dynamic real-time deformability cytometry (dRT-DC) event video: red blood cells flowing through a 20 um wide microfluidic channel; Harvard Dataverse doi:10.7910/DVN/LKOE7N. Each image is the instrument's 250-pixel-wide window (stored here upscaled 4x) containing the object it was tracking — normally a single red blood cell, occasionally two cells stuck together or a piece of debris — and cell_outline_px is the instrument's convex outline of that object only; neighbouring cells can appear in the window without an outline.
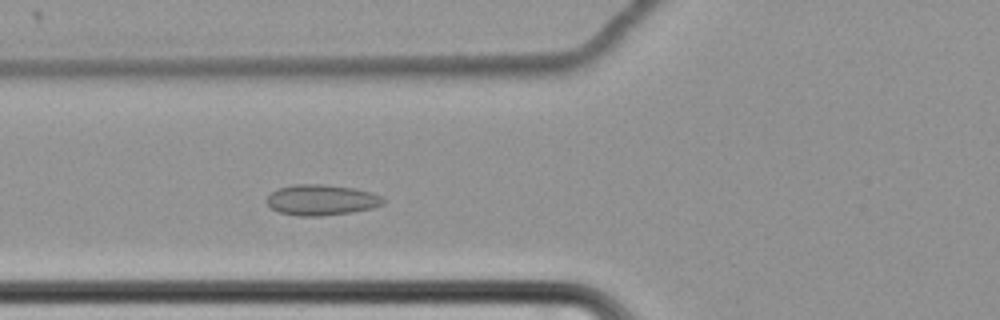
{"species": "common noctule bat (a hibernating species)", "species_latin": "Nyctalus noctula", "temperature_condition": "cold", "stored_images_in_passage": 57, "camera_frame_rate_fps": 3000, "um_per_image_px": 0.085, "animal": {"sex": "female", "body_mass_g": 22.7, "forearm_length_mm": 54.2}, "frame": {"image": 1, "passage_image": 20, "time_ms": 6.333, "image_size_px": [1000, 320], "cell_outline_px": [[384, 204], [372, 208], [352, 212], [320, 216], [300, 216], [280, 212], [272, 208], [264, 200], [272, 192], [280, 188], [296, 184], [320, 184], [356, 188], [372, 192], [380, 196], [384, 200]], "centroid_in_image_um": [27.34, 16.99], "position_along_channel_um": 98.5, "area_um2": 20.75}}
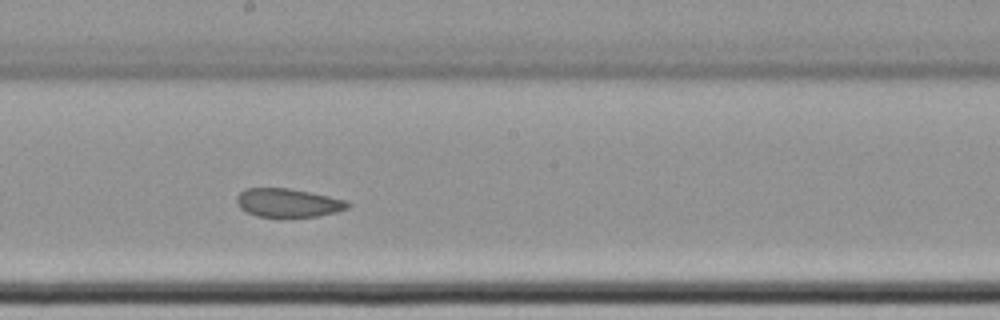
{"frame": {"image": 2, "passage_image": 31, "time_ms": 10.0, "image_size_px": [1000, 320], "cell_outline_px": [[352, 204], [348, 208], [336, 212], [316, 216], [288, 220], [256, 216], [240, 208], [236, 200], [236, 196], [244, 188], [288, 188], [328, 196], [344, 200]], "centroid_in_image_um": [24.45, 17.28], "position_along_channel_um": 223.7, "area_um2": 19.07}}
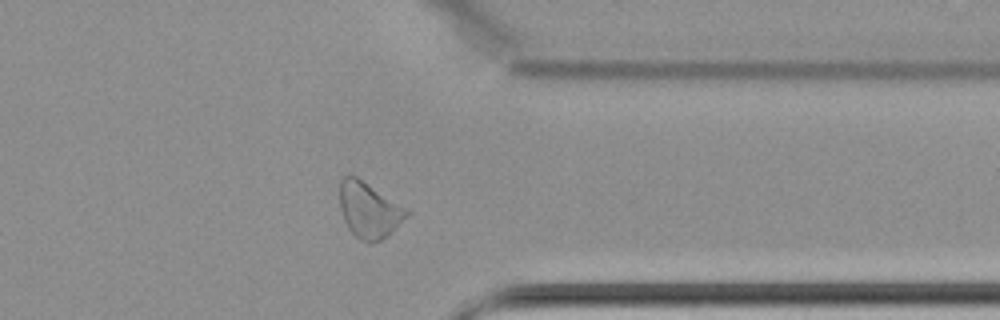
{"frame": {"image": 3, "passage_image": 45, "time_ms": 14.667, "image_size_px": [1000, 320], "cell_outline_px": [[412, 212], [388, 236], [372, 244], [368, 244], [360, 240], [348, 228], [344, 220], [340, 208], [340, 180], [344, 176], [356, 176], [408, 208]], "centroid_in_image_um": [31.4, 17.88], "position_along_channel_um": 380.0, "area_um2": 21.96}, "authors_computed_cell_mechanics": {"area_um2": 21.3282, "velocity_mm_per_s": 3.4222, "shape_relaxation_time_tau1_ms": null, "shape_relaxation_time_tau2_ms": 4.0508, "deformation_change_tau1": null, "deformation_change_tau2": 0.0634}}